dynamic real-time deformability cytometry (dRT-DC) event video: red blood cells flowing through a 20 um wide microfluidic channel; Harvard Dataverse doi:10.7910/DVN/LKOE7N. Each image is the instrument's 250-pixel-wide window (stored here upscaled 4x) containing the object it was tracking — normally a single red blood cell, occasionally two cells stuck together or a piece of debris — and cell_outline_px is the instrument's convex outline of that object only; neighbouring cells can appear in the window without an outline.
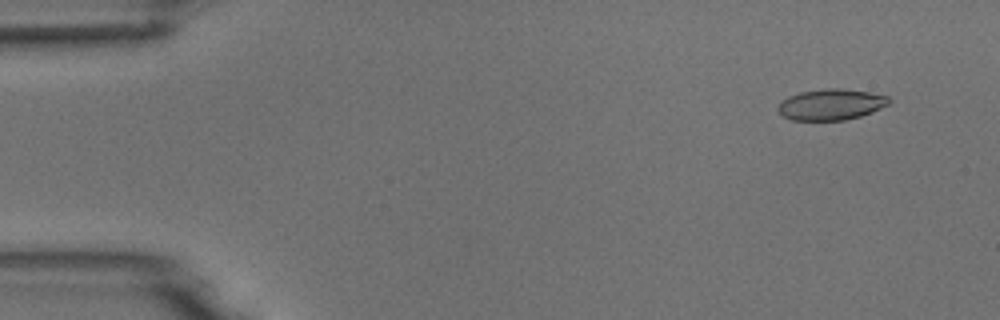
{"species": "common noctule bat (a hibernating species)", "species_latin": "Nyctalus noctula", "temperature_condition": "room temperature", "stored_images_in_passage": 4, "camera_frame_rate_fps": 3000, "um_per_image_px": 0.085, "animal": {"sex": "male", "body_mass_g": 18.8}, "frame": {"image": 1, "passage_image": 1, "time_ms": 0.0, "image_size_px": [1000, 320], "cell_outline_px": [[892, 100], [888, 104], [872, 112], [860, 116], [844, 120], [792, 120], [784, 116], [776, 108], [788, 96], [800, 92], [824, 88], [840, 88], [868, 92], [888, 96]], "centroid_in_image_um": [70.65, 8.87], "position_along_channel_um": 14.3, "area_um2": 19.94}}
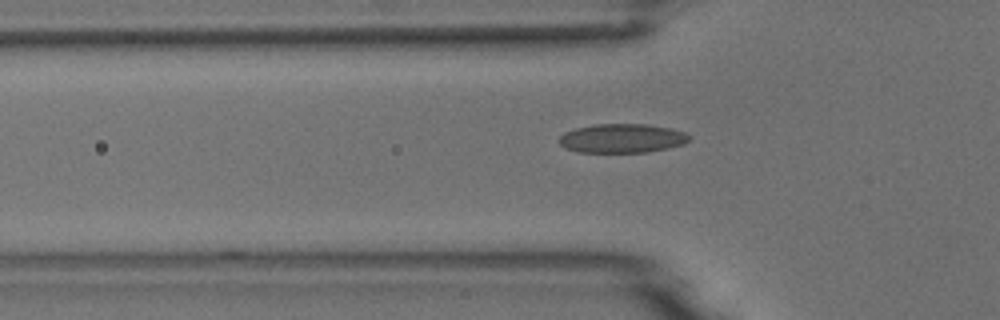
{"frame": {"image": 2, "passage_image": 4, "time_ms": 4.333, "image_size_px": [1000, 320], "cell_outline_px": [[692, 140], [684, 144], [668, 148], [648, 152], [580, 152], [564, 148], [560, 144], [560, 136], [564, 132], [576, 128], [596, 124], [648, 124], [672, 128], [684, 132], [692, 136]], "centroid_in_image_um": [52.93, 11.75], "position_along_channel_um": 72.9, "area_um2": 22.2}}